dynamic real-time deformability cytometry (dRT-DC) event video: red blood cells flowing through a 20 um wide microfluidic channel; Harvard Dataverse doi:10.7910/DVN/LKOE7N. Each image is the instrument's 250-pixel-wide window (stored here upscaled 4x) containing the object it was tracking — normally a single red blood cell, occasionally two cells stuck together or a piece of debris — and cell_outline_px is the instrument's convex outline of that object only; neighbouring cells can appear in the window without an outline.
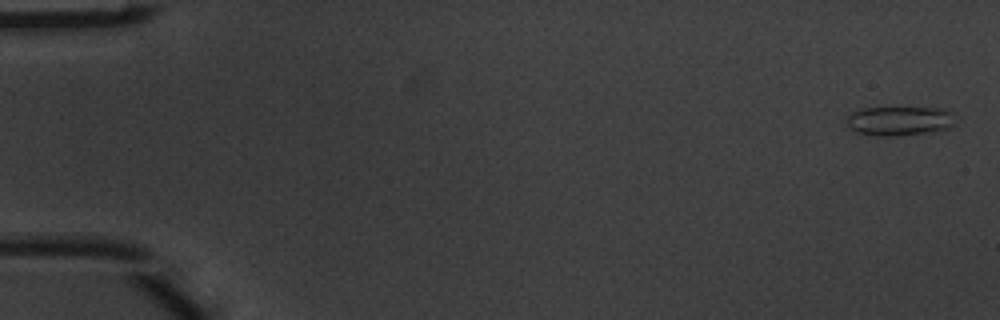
{"species": "common noctule bat (a hibernating species)", "species_latin": "Nyctalus noctula", "temperature_condition": "warm", "stored_images_in_passage": 6, "segment_of_instrument_passage": [1, 2], "camera_frame_rate_fps": 3000, "um_per_image_px": 0.085, "animal": {"sex": "male", "body_mass_g": 20.1, "forearm_length_mm": 53.5}, "frame": {"image": 1, "passage_image": 1, "time_ms": 0.0, "image_size_px": [1000, 320], "cell_outline_px": [[956, 124], [948, 128], [928, 132], [896, 136], [876, 136], [856, 132], [848, 124], [848, 116], [852, 112], [860, 108], [940, 108], [948, 112]], "centroid_in_image_um": [76.42, 10.28], "position_along_channel_um": 8.6, "area_um2": 18.21}}